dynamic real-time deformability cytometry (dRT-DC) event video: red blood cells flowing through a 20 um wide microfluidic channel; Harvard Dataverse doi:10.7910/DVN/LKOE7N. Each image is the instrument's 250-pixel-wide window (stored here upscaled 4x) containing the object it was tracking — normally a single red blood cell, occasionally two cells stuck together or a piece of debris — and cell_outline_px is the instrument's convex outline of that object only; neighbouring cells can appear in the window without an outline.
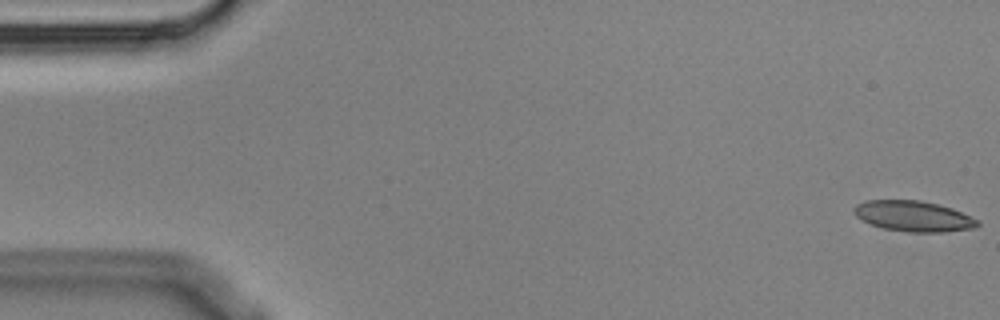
{"species": "Egyptian fruit bat (a non-hibernating species)", "species_latin": "Rousettus aegyptiacus", "temperature_condition": "cold", "stored_images_in_passage": 5, "camera_frame_rate_fps": 3000, "um_per_image_px": 0.085, "animal": {"sex": "male"}, "frame": {"image": 1, "passage_image": 1, "time_ms": 0.0, "image_size_px": [1000, 320], "cell_outline_px": [[980, 224], [976, 228], [944, 232], [908, 232], [884, 228], [860, 220], [852, 212], [852, 208], [856, 204], [864, 200], [920, 200], [940, 204], [952, 208], [980, 220]], "centroid_in_image_um": [77.65, 18.37], "position_along_channel_um": 7.4, "area_um2": 22.37}}
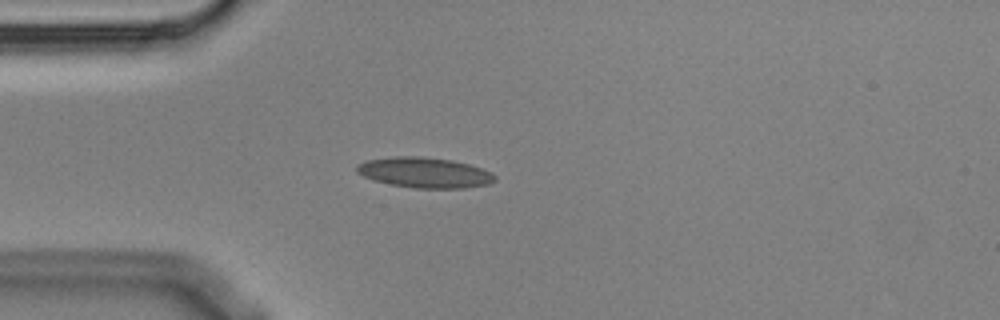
{"frame": {"image": 2, "passage_image": 5, "time_ms": 1.333, "image_size_px": [1000, 320], "cell_outline_px": [[496, 180], [488, 184], [464, 188], [412, 188], [372, 180], [356, 172], [356, 164], [364, 160], [392, 156], [424, 156], [452, 160], [468, 164], [492, 172], [496, 176]], "centroid_in_image_um": [36.06, 14.66], "position_along_channel_um": 48.9, "area_um2": 24.68}}